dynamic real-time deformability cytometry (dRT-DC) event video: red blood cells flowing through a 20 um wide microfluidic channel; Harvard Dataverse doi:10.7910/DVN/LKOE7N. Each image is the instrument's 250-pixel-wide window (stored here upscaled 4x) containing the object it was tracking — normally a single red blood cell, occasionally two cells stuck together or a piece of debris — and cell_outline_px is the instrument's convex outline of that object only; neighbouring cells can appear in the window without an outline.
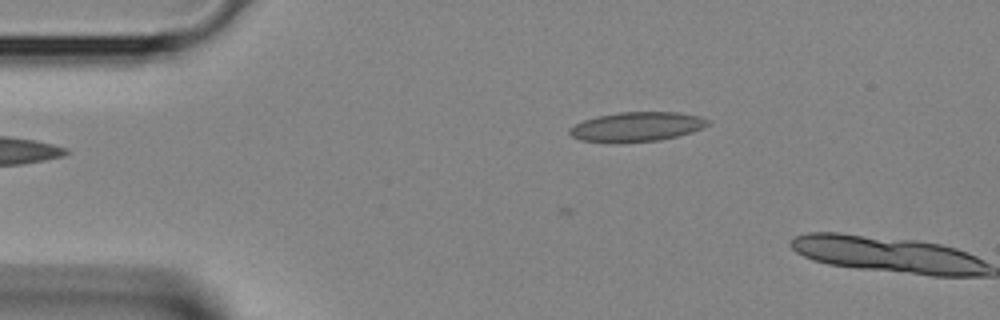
{"species": "Egyptian fruit bat (a non-hibernating species)", "species_latin": "Rousettus aegyptiacus", "temperature_condition": "room temperature", "stored_images_in_passage": 2, "camera_frame_rate_fps": 3000, "um_per_image_px": 0.085, "animal": {"sex": "female"}, "frame": {"image": 1, "passage_image": 2, "time_ms": 0.333, "image_size_px": [1000, 320], "cell_outline_px": [[712, 120], [708, 124], [692, 132], [660, 140], [620, 144], [616, 144], [580, 140], [572, 136], [568, 132], [568, 128], [584, 120], [600, 116], [620, 112], [680, 112], [700, 116]], "centroid_in_image_um": [54.11, 10.79], "position_along_channel_um": 30.9, "area_um2": 24.04}}